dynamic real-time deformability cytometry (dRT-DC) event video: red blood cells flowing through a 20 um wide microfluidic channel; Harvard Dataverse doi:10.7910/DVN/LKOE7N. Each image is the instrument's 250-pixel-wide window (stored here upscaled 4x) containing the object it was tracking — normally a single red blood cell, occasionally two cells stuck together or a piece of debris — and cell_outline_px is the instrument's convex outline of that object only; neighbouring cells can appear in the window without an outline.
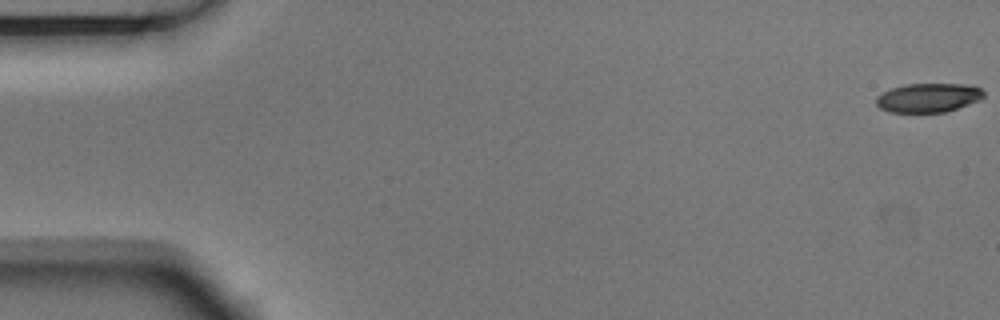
{"species": "Egyptian fruit bat (a non-hibernating species)", "species_latin": "Rousettus aegyptiacus", "temperature_condition": "room temperature", "stored_images_in_passage": 8, "camera_frame_rate_fps": 3000, "um_per_image_px": 0.085, "animal": {"sex": "male"}, "frame": {"image": 1, "passage_image": 1, "time_ms": 0.0, "image_size_px": [1000, 320], "cell_outline_px": [[984, 96], [980, 100], [944, 112], [888, 112], [880, 108], [876, 104], [876, 96], [892, 88], [904, 84], [972, 84], [980, 88], [984, 92]], "centroid_in_image_um": [78.91, 8.3], "position_along_channel_um": 6.1, "area_um2": 18.21}}
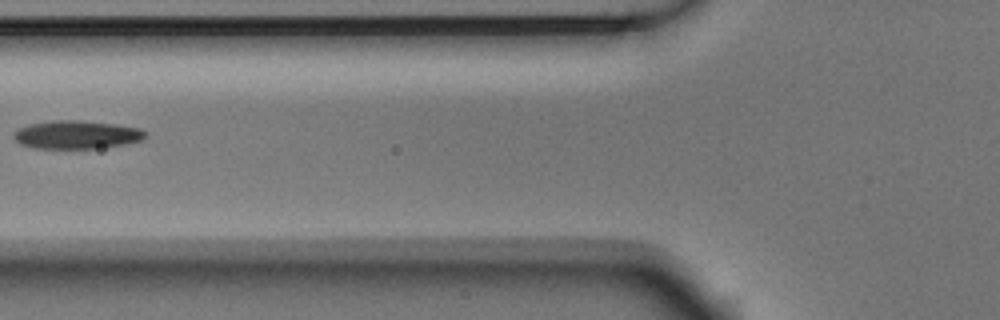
{"frame": {"image": 2, "passage_image": 7, "time_ms": 2.0, "image_size_px": [1000, 320], "cell_outline_px": [[148, 132], [140, 140], [124, 144], [96, 148], [32, 148], [20, 144], [12, 136], [20, 128], [32, 124], [56, 120], [80, 120], [116, 124], [140, 128]], "centroid_in_image_um": [6.52, 11.44], "position_along_channel_um": 119.3, "area_um2": 21.39}}
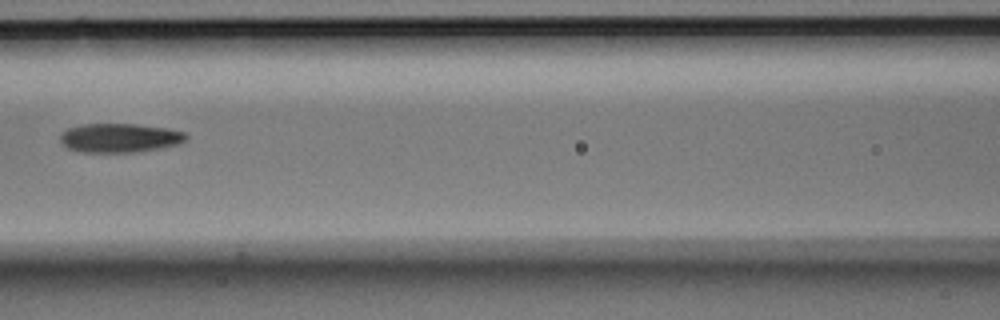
{"frame": {"image": 3, "passage_image": 8, "time_ms": 2.333, "image_size_px": [1000, 320], "cell_outline_px": [[188, 136], [180, 144], [160, 148], [136, 152], [84, 152], [68, 148], [60, 140], [60, 136], [68, 128], [84, 124], [136, 124], [168, 128], [184, 132]], "centroid_in_image_um": [10.21, 11.72], "position_along_channel_um": 156.4, "area_um2": 21.15}}